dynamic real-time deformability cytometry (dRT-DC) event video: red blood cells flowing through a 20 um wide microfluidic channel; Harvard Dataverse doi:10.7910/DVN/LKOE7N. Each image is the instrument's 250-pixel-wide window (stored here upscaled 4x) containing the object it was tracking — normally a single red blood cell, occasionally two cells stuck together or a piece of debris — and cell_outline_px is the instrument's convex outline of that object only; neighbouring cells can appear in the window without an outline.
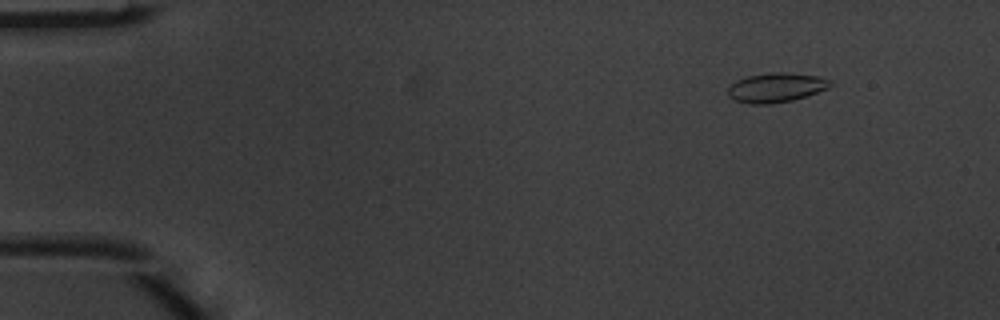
{"species": "common noctule bat (a hibernating species)", "species_latin": "Nyctalus noctula", "temperature_condition": "warm", "stored_images_in_passage": 5, "camera_frame_rate_fps": 3000, "um_per_image_px": 0.085, "animal": {"sex": "male", "body_mass_g": 20.1, "forearm_length_mm": 53.5}, "frame": {"image": 1, "passage_image": 1, "time_ms": 0.0, "image_size_px": [1000, 320], "cell_outline_px": [[832, 84], [828, 88], [792, 100], [768, 104], [748, 104], [736, 100], [728, 96], [728, 88], [736, 80], [748, 76], [768, 72], [784, 72], [816, 76], [832, 80]], "centroid_in_image_um": [65.94, 7.43], "position_along_channel_um": 19.1, "area_um2": 17.4}}
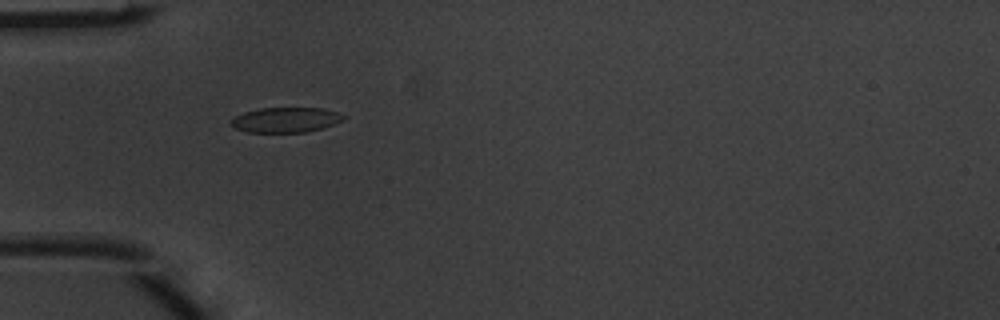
{"frame": {"image": 2, "passage_image": 4, "time_ms": 1.0, "image_size_px": [1000, 320], "cell_outline_px": [[348, 116], [324, 128], [304, 132], [248, 132], [236, 128], [232, 124], [232, 120], [236, 116], [244, 112], [260, 108], [324, 108]], "centroid_in_image_um": [24.31, 10.18], "position_along_channel_um": 60.7, "area_um2": 16.18}}
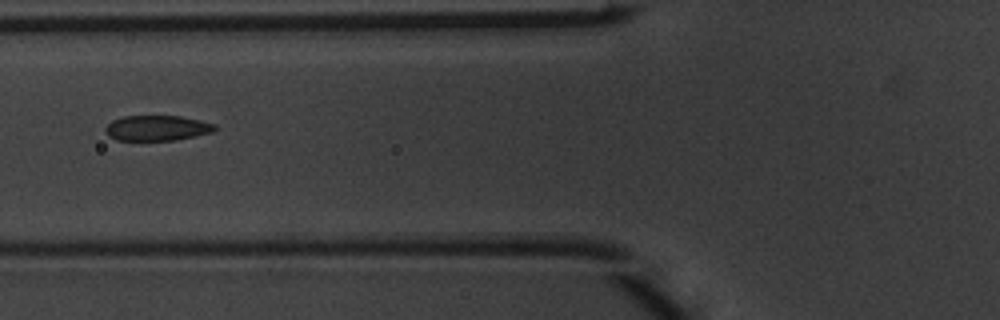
{"frame": {"image": 3, "passage_image": 5, "time_ms": 1.333, "image_size_px": [1000, 320], "cell_outline_px": [[216, 128], [212, 132], [196, 136], [176, 140], [116, 140], [108, 136], [104, 128], [112, 120], [120, 116], [180, 116], [200, 120], [216, 124]], "centroid_in_image_um": [13.33, 10.88], "position_along_channel_um": 112.5, "area_um2": 16.24}}